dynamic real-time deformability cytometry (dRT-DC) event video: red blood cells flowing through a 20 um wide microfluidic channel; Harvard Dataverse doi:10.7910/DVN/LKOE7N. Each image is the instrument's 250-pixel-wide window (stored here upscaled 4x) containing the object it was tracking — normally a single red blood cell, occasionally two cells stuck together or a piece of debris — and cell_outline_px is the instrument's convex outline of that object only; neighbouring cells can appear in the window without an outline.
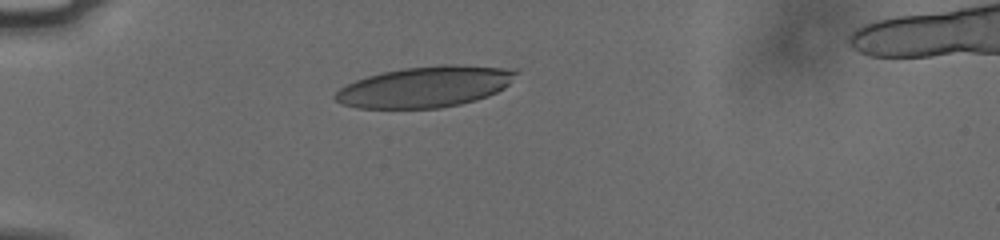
{"species": "human", "species_latin": "Homo sapiens", "temperature_condition": "cold", "stored_images_in_passage": 10, "camera_frame_rate_fps": 3000, "um_per_image_px": 0.085, "donor": {"sex": "male"}, "frame": {"image": 1, "passage_image": 1, "time_ms": 0.0, "image_size_px": [1000, 240], "cell_outline_px": [[520, 72], [504, 88], [488, 96], [476, 100], [460, 104], [440, 108], [356, 108], [344, 104], [336, 100], [332, 96], [340, 88], [356, 80], [368, 76], [384, 72], [404, 68], [444, 64], [456, 64], [516, 68]], "centroid_in_image_um": [36.2, 7.37], "position_along_channel_um": 48.8, "area_um2": 43.23}}
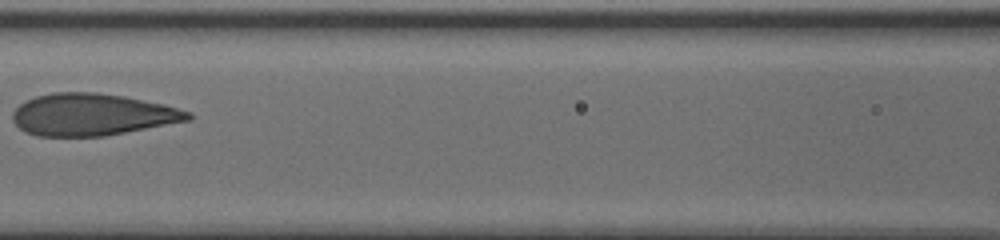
{"frame": {"image": 2, "passage_image": 6, "time_ms": 1.667, "image_size_px": [1000, 240], "cell_outline_px": [[192, 120], [104, 136], [36, 136], [24, 132], [12, 120], [12, 112], [24, 100], [36, 96], [52, 92], [96, 92], [124, 96], [164, 104], [192, 112]], "centroid_in_image_um": [7.83, 9.74], "position_along_channel_um": 158.8, "area_um2": 43.18}}
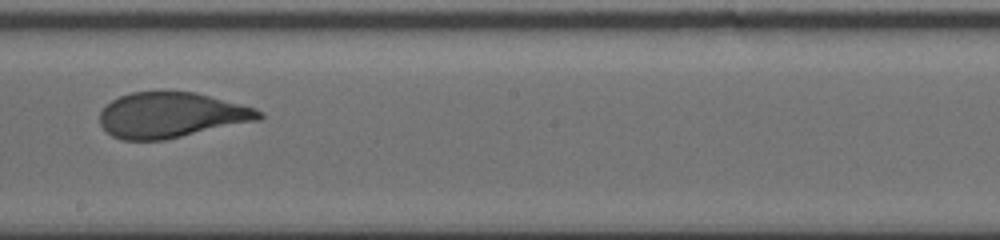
{"frame": {"image": 3, "passage_image": 9, "time_ms": 2.667, "image_size_px": [1000, 240], "cell_outline_px": [[264, 116], [260, 120], [164, 140], [120, 140], [112, 136], [100, 124], [100, 112], [112, 100], [120, 96], [132, 92], [196, 92], [256, 108], [264, 112]], "centroid_in_image_um": [14.59, 9.79], "position_along_channel_um": 233.6, "area_um2": 42.08}}